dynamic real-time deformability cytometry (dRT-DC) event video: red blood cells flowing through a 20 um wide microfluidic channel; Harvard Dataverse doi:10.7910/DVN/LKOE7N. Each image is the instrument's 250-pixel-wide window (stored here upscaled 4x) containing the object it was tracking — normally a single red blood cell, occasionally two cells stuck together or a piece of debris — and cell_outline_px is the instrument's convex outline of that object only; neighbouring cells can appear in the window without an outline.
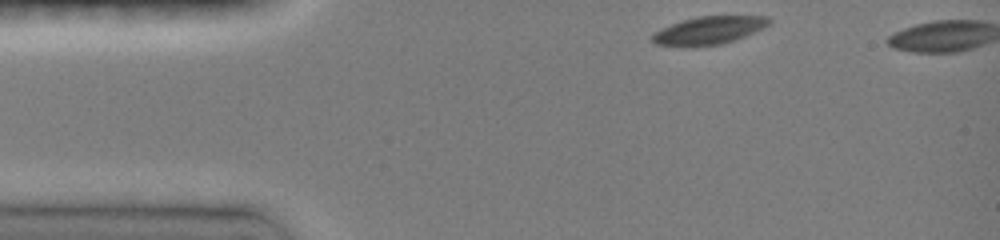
{"species": "common noctule bat (a hibernating species)", "species_latin": "Nyctalus noctula", "temperature_condition": "room temperature", "stored_images_in_passage": 8, "camera_frame_rate_fps": 3000, "um_per_image_px": 0.085, "animal": {"sex": "female", "body_mass_g": 19.0, "forearm_length_mm": 51.5}, "frame": {"image": 1, "passage_image": 1, "time_ms": 0.0, "image_size_px": [1000, 240], "cell_outline_px": [[772, 24], [764, 28], [736, 40], [724, 44], [688, 48], [680, 48], [656, 44], [652, 40], [652, 32], [660, 28], [696, 16], [768, 16], [772, 20]], "centroid_in_image_um": [60.25, 2.61], "position_along_channel_um": 24.8, "area_um2": 19.65}}
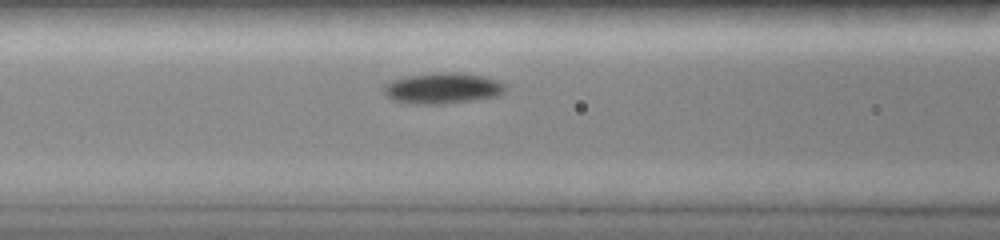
{"frame": {"image": 2, "passage_image": 6, "time_ms": 4.0, "image_size_px": [1000, 240], "cell_outline_px": [[508, 88], [504, 92], [496, 96], [476, 100], [444, 104], [412, 104], [392, 100], [384, 92], [384, 84], [388, 80], [408, 76], [440, 72], [460, 72], [484, 76], [500, 80]], "centroid_in_image_um": [37.64, 7.5], "position_along_channel_um": 129.0, "area_um2": 22.25}}